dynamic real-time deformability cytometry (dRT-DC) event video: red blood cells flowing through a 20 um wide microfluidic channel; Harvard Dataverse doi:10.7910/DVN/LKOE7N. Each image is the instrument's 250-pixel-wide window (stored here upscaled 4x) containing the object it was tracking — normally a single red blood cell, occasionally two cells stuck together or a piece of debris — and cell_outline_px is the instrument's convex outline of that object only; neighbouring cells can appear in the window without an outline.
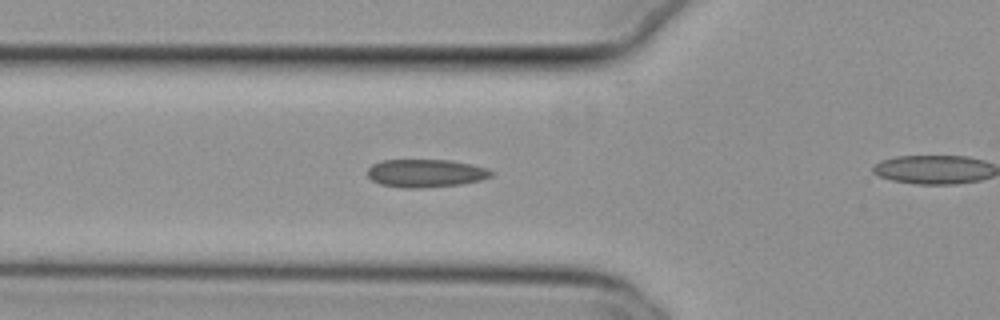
{"species": "common noctule bat (a hibernating species)", "species_latin": "Nyctalus noctula", "temperature_condition": "cold", "stored_images_in_passage": 10, "camera_frame_rate_fps": 3000, "um_per_image_px": 0.085, "animal": {"sex": "female", "body_mass_g": 29.2, "forearm_length_mm": 56.3}, "frame": {"image": 1, "passage_image": 9, "time_ms": 2.667, "image_size_px": [1000, 320], "cell_outline_px": [[492, 176], [480, 180], [460, 184], [424, 188], [404, 188], [380, 184], [372, 180], [368, 176], [368, 168], [372, 164], [380, 160], [452, 160], [488, 168], [492, 172]], "centroid_in_image_um": [36.17, 14.72], "position_along_channel_um": 89.6, "area_um2": 20.23}}